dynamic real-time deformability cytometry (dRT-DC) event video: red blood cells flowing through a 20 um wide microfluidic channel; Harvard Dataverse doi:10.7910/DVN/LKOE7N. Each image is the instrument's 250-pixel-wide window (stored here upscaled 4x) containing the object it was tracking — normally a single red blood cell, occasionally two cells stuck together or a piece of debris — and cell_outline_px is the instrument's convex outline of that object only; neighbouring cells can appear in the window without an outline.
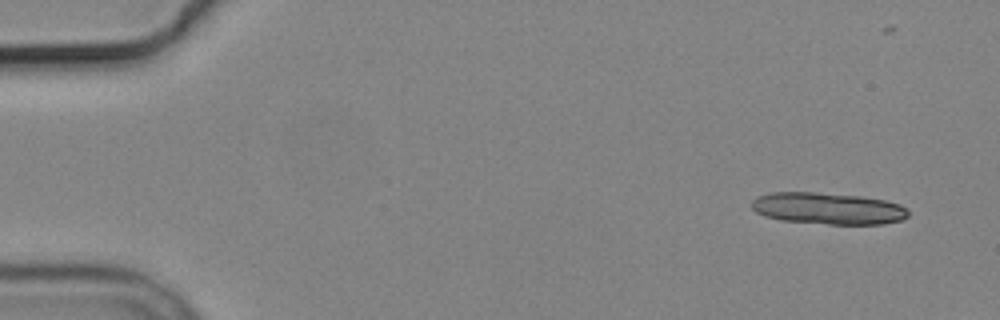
{"species": "common noctule bat (a hibernating species)", "species_latin": "Nyctalus noctula", "temperature_condition": "cold", "stored_images_in_passage": 4, "camera_frame_rate_fps": 3000, "um_per_image_px": 0.085, "animal": {"sex": "male", "body_mass_g": 19.2, "forearm_length_mm": 51.8}, "frame": {"image": 1, "passage_image": 1, "time_ms": 0.0, "image_size_px": [1000, 320], "cell_outline_px": [[908, 216], [900, 220], [884, 224], [828, 224], [780, 220], [764, 216], [756, 212], [752, 208], [752, 200], [756, 196], [772, 192], [816, 192], [860, 196], [884, 200], [900, 204], [908, 212]], "centroid_in_image_um": [70.34, 17.71], "position_along_channel_um": 14.7, "area_um2": 28.96}}